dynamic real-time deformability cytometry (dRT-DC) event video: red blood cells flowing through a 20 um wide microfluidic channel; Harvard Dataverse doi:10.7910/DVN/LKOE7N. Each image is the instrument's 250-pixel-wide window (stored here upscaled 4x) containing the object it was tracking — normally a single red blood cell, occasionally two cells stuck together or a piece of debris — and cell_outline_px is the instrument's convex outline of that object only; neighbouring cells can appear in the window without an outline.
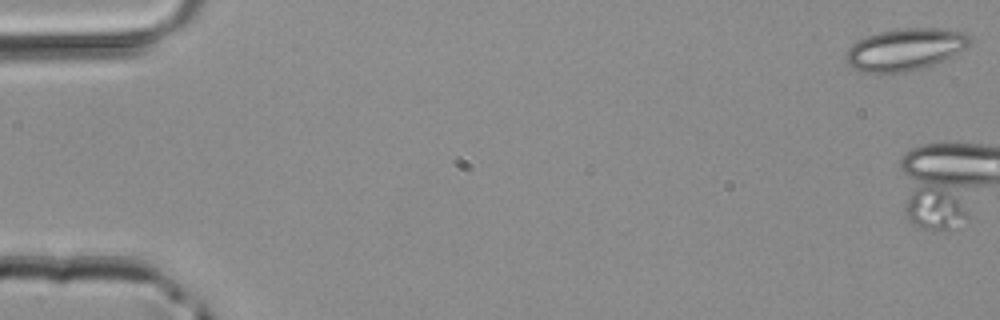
{"species": "common noctule bat (a hibernating species)", "species_latin": "Nyctalus noctula", "temperature_condition": "room temperature", "stored_images_in_passage": 5, "camera_frame_rate_fps": 3000, "um_per_image_px": 0.085, "animal": {"sex": "male", "body_mass_g": 20.4}, "frame": {"image": 1, "passage_image": 1, "time_ms": 0.0, "image_size_px": [1000, 320], "cell_outline_px": [[972, 40], [964, 48], [952, 56], [932, 64], [920, 68], [904, 72], [880, 76], [864, 72], [852, 68], [848, 64], [848, 48], [852, 44], [868, 36], [880, 32], [900, 28], [936, 28], [964, 32]], "centroid_in_image_um": [76.9, 4.23], "position_along_channel_um": 8.1, "area_um2": 30.23}}